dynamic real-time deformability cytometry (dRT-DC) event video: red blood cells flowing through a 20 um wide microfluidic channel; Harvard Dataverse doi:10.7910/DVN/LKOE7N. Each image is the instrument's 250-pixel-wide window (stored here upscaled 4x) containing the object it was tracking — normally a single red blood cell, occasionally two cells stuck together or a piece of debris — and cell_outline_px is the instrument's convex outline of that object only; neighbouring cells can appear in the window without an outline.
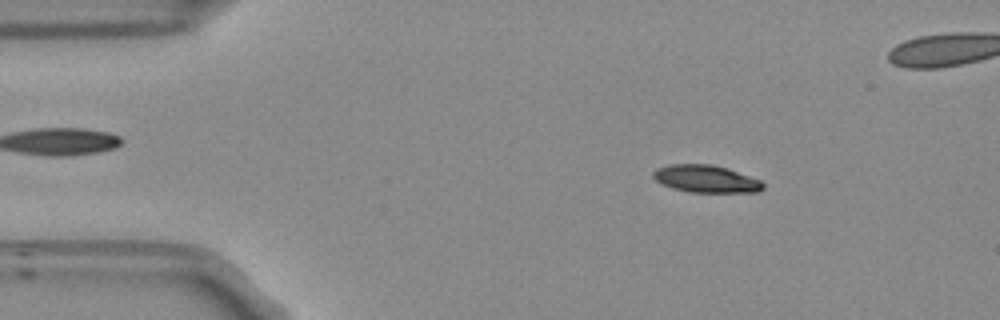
{"species": "Egyptian fruit bat (a non-hibernating species)", "species_latin": "Rousettus aegyptiacus", "temperature_condition": "room temperature", "stored_images_in_passage": 12, "camera_frame_rate_fps": 3000, "um_per_image_px": 0.085, "frame": {"image": 1, "passage_image": 7, "time_ms": 2.0, "image_size_px": [1000, 320], "cell_outline_px": [[764, 188], [760, 192], [692, 192], [672, 188], [660, 184], [652, 176], [652, 172], [656, 168], [668, 164], [712, 164], [728, 168], [760, 180], [764, 184]], "centroid_in_image_um": [59.99, 15.2], "position_along_channel_um": 25.0, "area_um2": 17.69}}